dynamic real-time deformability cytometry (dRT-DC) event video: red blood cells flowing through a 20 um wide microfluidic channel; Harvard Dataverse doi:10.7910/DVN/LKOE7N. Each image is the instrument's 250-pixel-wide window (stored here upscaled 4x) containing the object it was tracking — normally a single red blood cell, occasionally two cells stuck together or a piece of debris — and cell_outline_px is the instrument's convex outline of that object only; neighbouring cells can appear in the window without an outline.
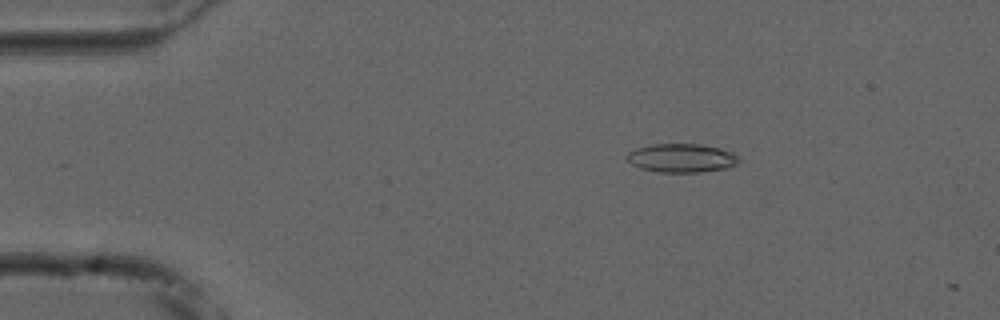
{"species": "common noctule bat (a hibernating species)", "species_latin": "Nyctalus noctula", "temperature_condition": "cold", "stored_images_in_passage": 16, "camera_frame_rate_fps": 3000, "um_per_image_px": 0.085, "animal": {"sex": "male", "forearm_length_mm": 52.5}, "frame": {"image": 1, "passage_image": 9, "time_ms": 2.667, "image_size_px": [1000, 320], "cell_outline_px": [[736, 164], [728, 168], [700, 172], [660, 172], [640, 168], [632, 164], [628, 160], [628, 152], [636, 148], [652, 144], [700, 144], [720, 148], [732, 152], [736, 156]], "centroid_in_image_um": [57.92, 13.43], "position_along_channel_um": 27.1, "area_um2": 18.5}}